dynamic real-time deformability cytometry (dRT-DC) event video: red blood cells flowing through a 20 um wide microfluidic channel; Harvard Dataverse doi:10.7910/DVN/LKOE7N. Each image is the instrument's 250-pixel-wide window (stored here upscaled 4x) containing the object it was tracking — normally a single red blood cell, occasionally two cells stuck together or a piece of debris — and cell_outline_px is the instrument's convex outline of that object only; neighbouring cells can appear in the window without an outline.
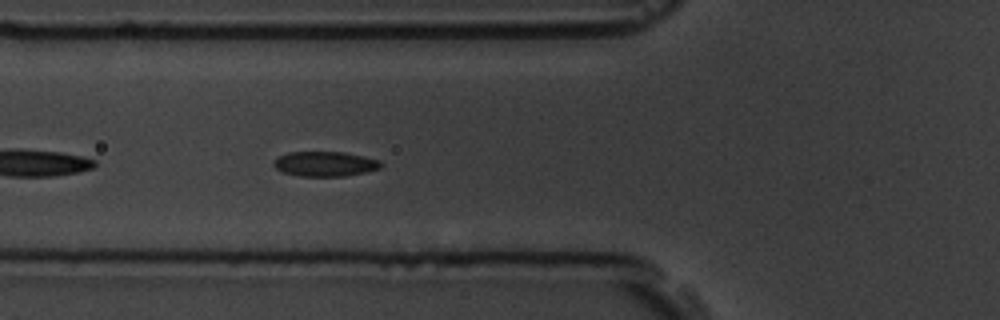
{"species": "common noctule bat (a hibernating species)", "species_latin": "Nyctalus noctula", "temperature_condition": "room temperature", "stored_images_in_passage": 16, "camera_frame_rate_fps": 3000, "um_per_image_px": 0.085, "animal": {"sex": "male", "body_mass_g": 19.5, "forearm_length_mm": 54.6}, "frame": {"image": 1, "passage_image": 5, "time_ms": 1.333, "image_size_px": [1000, 320], "cell_outline_px": [[384, 164], [380, 168], [364, 172], [344, 176], [300, 176], [284, 172], [276, 168], [272, 164], [280, 156], [288, 152], [344, 152], [364, 156], [380, 160]], "centroid_in_image_um": [27.66, 13.92], "position_along_channel_um": 98.1, "area_um2": 15.43}}
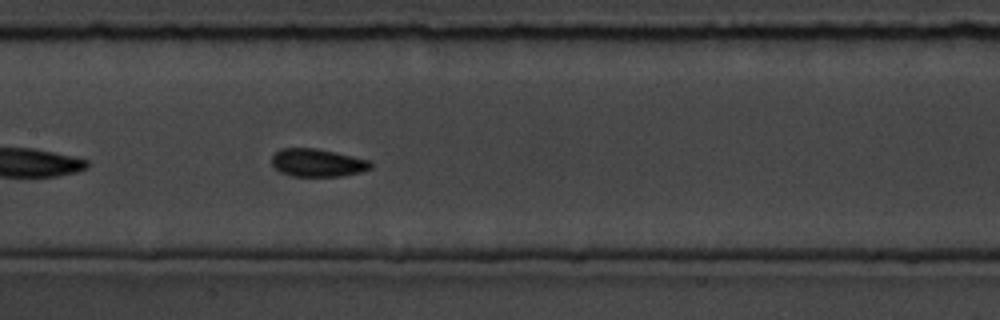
{"frame": {"image": 2, "passage_image": 12, "time_ms": 3.667, "image_size_px": [1000, 320], "cell_outline_px": [[372, 168], [360, 172], [344, 176], [292, 176], [280, 172], [272, 164], [272, 156], [280, 148], [316, 148], [336, 152], [368, 160], [372, 164]], "centroid_in_image_um": [26.98, 13.83], "position_along_channel_um": 180.4, "area_um2": 16.07}}